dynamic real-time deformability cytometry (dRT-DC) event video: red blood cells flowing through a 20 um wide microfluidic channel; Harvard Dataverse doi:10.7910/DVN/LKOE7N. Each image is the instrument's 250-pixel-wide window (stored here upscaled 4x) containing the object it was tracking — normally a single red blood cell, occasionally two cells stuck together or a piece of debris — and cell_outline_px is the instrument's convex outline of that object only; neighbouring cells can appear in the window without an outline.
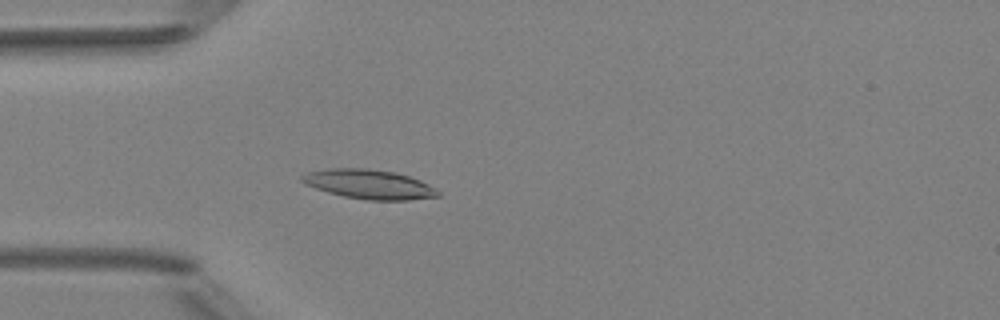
{"species": "Egyptian fruit bat (a non-hibernating species)", "species_latin": "Rousettus aegyptiacus", "temperature_condition": "room temperature", "stored_images_in_passage": 5, "camera_frame_rate_fps": 3000, "um_per_image_px": 0.085, "animal": {"sex": "female"}, "frame": {"image": 1, "passage_image": 5, "time_ms": 4.667, "image_size_px": [1000, 320], "cell_outline_px": [[440, 196], [408, 200], [368, 200], [344, 196], [328, 192], [304, 184], [300, 180], [300, 176], [308, 172], [328, 168], [368, 168], [396, 172], [420, 180], [436, 188], [440, 192]], "centroid_in_image_um": [31.37, 15.65], "position_along_channel_um": 53.6, "area_um2": 23.35}}